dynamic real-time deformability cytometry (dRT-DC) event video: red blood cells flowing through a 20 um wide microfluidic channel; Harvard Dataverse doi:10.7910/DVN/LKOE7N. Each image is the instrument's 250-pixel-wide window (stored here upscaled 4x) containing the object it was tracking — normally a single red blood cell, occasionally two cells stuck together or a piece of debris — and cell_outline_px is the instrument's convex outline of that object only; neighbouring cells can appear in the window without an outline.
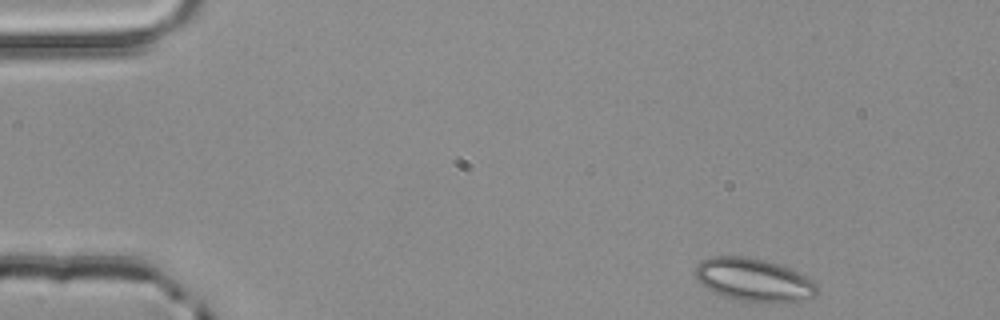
{"species": "common noctule bat (a hibernating species)", "species_latin": "Nyctalus noctula", "temperature_condition": "room temperature", "stored_images_in_passage": 3, "camera_frame_rate_fps": 3000, "um_per_image_px": 0.085, "animal": {"sex": "male", "body_mass_g": 20.4}, "frame": {"image": 1, "passage_image": 1, "time_ms": 0.0, "image_size_px": [1000, 320], "cell_outline_px": [[816, 296], [788, 304], [740, 300], [724, 296], [700, 284], [692, 272], [704, 260], [712, 256], [748, 256], [780, 264], [812, 280], [816, 284]], "centroid_in_image_um": [64.08, 23.8], "position_along_channel_um": 20.9, "area_um2": 30.52}}